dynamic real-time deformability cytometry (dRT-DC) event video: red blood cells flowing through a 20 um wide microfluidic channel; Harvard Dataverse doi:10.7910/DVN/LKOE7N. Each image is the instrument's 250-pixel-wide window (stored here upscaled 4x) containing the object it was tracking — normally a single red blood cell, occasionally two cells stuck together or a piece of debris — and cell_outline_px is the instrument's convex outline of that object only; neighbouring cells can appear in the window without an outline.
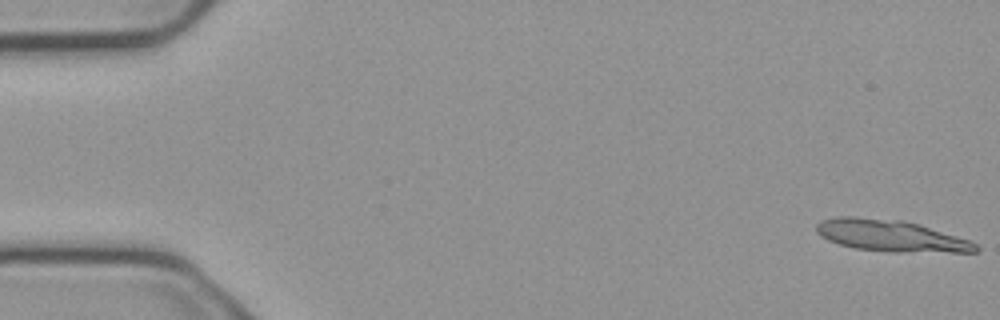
{"species": "common noctule bat (a hibernating species)", "species_latin": "Nyctalus noctula", "temperature_condition": "cold", "stored_images_in_passage": 14, "camera_frame_rate_fps": 3000, "um_per_image_px": 0.085, "animal": {"sex": "male", "body_mass_g": 23.1, "forearm_length_mm": 52.7}, "frame": {"image": 1, "passage_image": 1, "time_ms": 0.0, "image_size_px": [1000, 320], "cell_outline_px": [[980, 248], [976, 252], [888, 252], [856, 248], [840, 244], [828, 240], [820, 236], [816, 232], [816, 224], [820, 220], [840, 216], [856, 216], [904, 220], [968, 240], [976, 244]], "centroid_in_image_um": [75.66, 20.03], "position_along_channel_um": 9.3, "area_um2": 29.25}}